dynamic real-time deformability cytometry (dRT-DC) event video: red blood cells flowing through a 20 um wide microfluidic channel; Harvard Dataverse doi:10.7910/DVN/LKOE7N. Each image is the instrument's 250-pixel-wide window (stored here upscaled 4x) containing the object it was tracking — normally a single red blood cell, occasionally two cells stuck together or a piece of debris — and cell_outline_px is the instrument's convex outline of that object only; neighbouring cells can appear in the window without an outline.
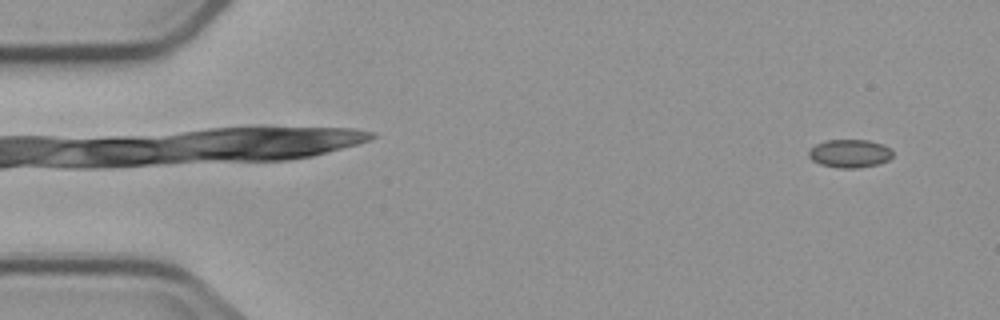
{"species": "common noctule bat (a hibernating species)", "species_latin": "Nyctalus noctula", "temperature_condition": "cold", "stored_images_in_passage": 3, "camera_frame_rate_fps": 3000, "um_per_image_px": 0.085, "animal": {"sex": "male", "body_mass_g": 23.1, "forearm_length_mm": 52.7}, "frame": {"image": 1, "passage_image": 3, "time_ms": 2.333, "image_size_px": [1000, 320], "cell_outline_px": [[892, 156], [888, 160], [880, 164], [856, 168], [840, 168], [820, 164], [812, 160], [808, 156], [808, 152], [816, 144], [824, 140], [868, 140], [884, 144], [892, 148]], "centroid_in_image_um": [72.25, 13.04], "position_along_channel_um": 12.7, "area_um2": 13.93}}